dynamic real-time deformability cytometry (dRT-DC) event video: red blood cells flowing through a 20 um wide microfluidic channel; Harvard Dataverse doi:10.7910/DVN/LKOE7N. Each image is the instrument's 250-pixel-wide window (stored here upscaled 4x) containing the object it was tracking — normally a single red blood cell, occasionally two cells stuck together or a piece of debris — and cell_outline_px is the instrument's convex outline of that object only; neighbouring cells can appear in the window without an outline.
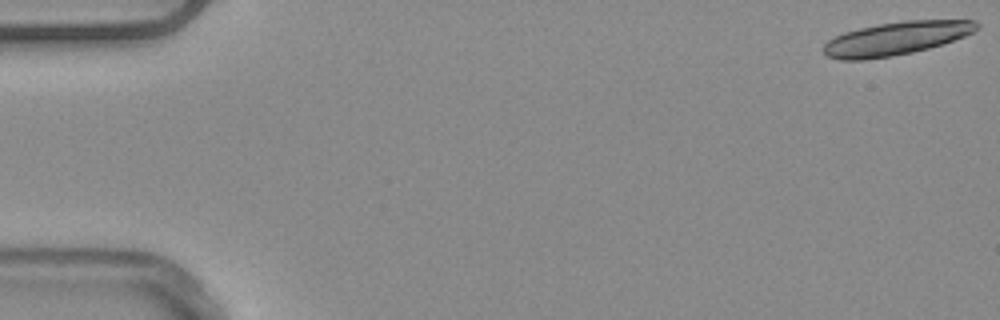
{"species": "common noctule bat (a hibernating species)", "species_latin": "Nyctalus noctula", "temperature_condition": "warm", "stored_images_in_passage": 38, "camera_frame_rate_fps": 3000, "um_per_image_px": 0.085, "animal": {"sex": "male", "body_mass_g": 20.4}, "frame": {"image": 1, "passage_image": 1, "time_ms": 0.0, "image_size_px": [1000, 320], "cell_outline_px": [[980, 28], [964, 36], [928, 48], [912, 52], [864, 60], [840, 60], [828, 56], [824, 52], [824, 44], [828, 40], [844, 32], [860, 28], [880, 24], [904, 20], [976, 20], [980, 24]], "centroid_in_image_um": [76.17, 3.26], "position_along_channel_um": 8.8, "area_um2": 29.36}}